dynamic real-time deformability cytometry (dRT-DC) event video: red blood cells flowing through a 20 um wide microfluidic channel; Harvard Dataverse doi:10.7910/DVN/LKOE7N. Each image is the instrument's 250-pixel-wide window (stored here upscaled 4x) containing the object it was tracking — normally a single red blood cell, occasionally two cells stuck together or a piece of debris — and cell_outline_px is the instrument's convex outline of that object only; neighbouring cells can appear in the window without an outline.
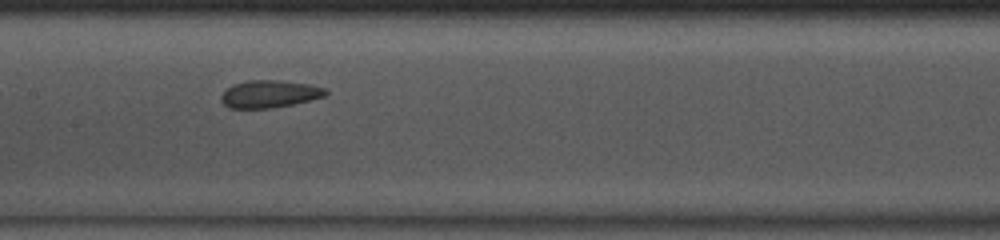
{"species": "common noctule bat (a hibernating species)", "species_latin": "Nyctalus noctula", "temperature_condition": "room temperature", "stored_images_in_passage": 35, "camera_frame_rate_fps": 3000, "um_per_image_px": 0.085, "animal": {"sex": "male", "body_mass_g": 13.0, "forearm_length_mm": 53.1}, "frame": {"image": 1, "passage_image": 11, "time_ms": 3.333, "image_size_px": [1000, 240], "cell_outline_px": [[328, 92], [324, 96], [292, 104], [268, 108], [228, 108], [220, 100], [220, 96], [232, 84], [248, 80], [280, 80], [308, 84], [324, 88]], "centroid_in_image_um": [22.86, 7.98], "position_along_channel_um": 184.5, "area_um2": 16.53}}
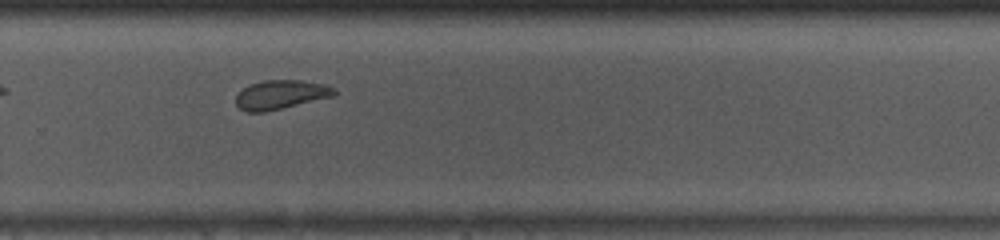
{"frame": {"image": 2, "passage_image": 20, "time_ms": 6.333, "image_size_px": [1000, 240], "cell_outline_px": [[336, 96], [264, 112], [248, 112], [240, 108], [236, 104], [236, 96], [244, 88], [252, 84], [264, 80], [300, 80], [324, 84], [336, 88]], "centroid_in_image_um": [23.91, 8.04], "position_along_channel_um": 305.9, "area_um2": 16.59}}
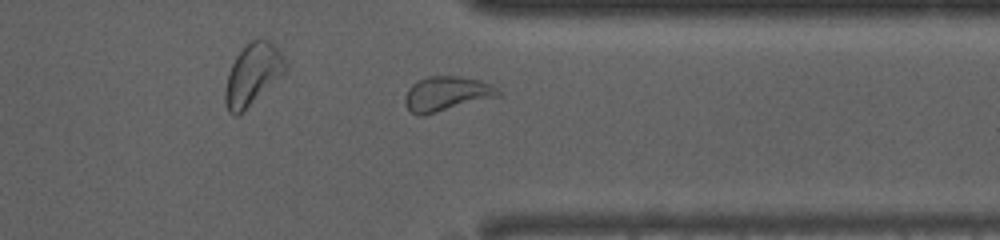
{"frame": {"image": 3, "passage_image": 25, "time_ms": 8.0, "image_size_px": [1000, 240], "cell_outline_px": [[500, 96], [424, 116], [416, 116], [404, 104], [404, 96], [408, 88], [412, 84], [428, 76], [460, 76], [480, 80], [492, 84], [500, 92]], "centroid_in_image_um": [37.94, 7.98], "position_along_channel_um": 373.5, "area_um2": 19.02}, "authors_computed_cell_mechanics": {"area_um2": 17.3978, "velocity_mm_per_s": 4.0705, "shape_relaxation_time_tau1_ms": 4.2849, "shape_relaxation_time_tau2_ms": 1.3708, "deformation_change_tau1": 0.0828, "deformation_change_tau2": 0.0643}}